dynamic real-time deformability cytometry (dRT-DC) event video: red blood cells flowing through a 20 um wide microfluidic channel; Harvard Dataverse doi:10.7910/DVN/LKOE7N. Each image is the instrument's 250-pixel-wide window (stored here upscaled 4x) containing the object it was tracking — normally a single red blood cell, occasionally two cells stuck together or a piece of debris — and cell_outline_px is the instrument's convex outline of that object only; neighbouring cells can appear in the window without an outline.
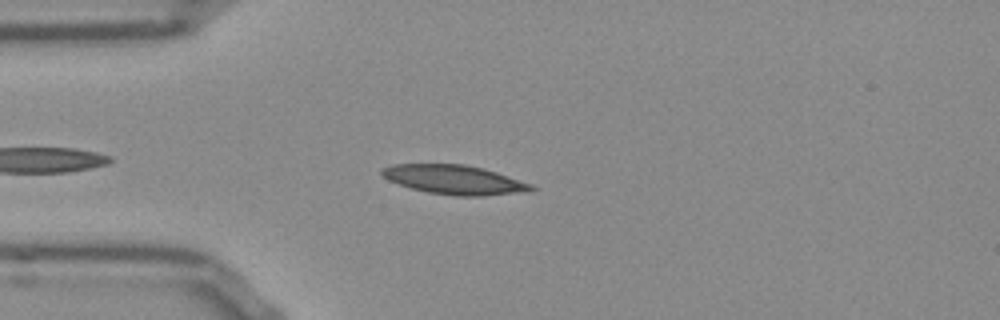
{"species": "Egyptian fruit bat (a non-hibernating species)", "species_latin": "Rousettus aegyptiacus", "temperature_condition": "room temperature", "stored_images_in_passage": 44, "camera_frame_rate_fps": 3000, "um_per_image_px": 0.085, "frame": {"image": 1, "passage_image": 5, "time_ms": 1.333, "image_size_px": [1000, 320], "cell_outline_px": [[536, 188], [528, 192], [480, 196], [456, 196], [428, 192], [412, 188], [388, 180], [380, 172], [380, 168], [392, 164], [464, 164], [496, 172], [532, 184]], "centroid_in_image_um": [38.62, 15.28], "position_along_channel_um": 46.4, "area_um2": 25.32}}
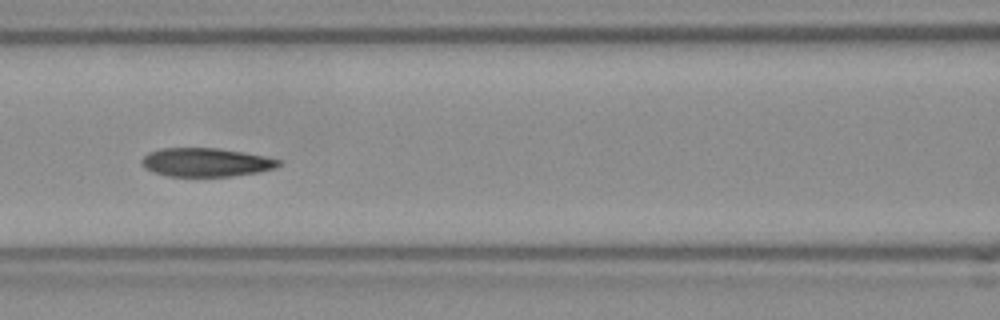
{"frame": {"image": 2, "passage_image": 14, "time_ms": 4.333, "image_size_px": [1000, 320], "cell_outline_px": [[280, 164], [272, 168], [256, 172], [232, 176], [168, 176], [152, 172], [144, 168], [140, 160], [148, 152], [160, 148], [216, 148], [244, 152], [264, 156], [280, 160]], "centroid_in_image_um": [17.43, 13.79], "position_along_channel_um": 149.2, "area_um2": 22.72}}
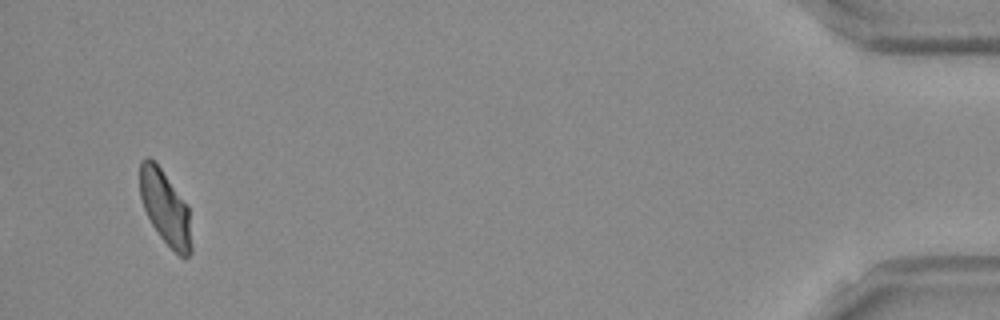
{"frame": {"image": 3, "passage_image": 42, "time_ms": 13.667, "image_size_px": [1000, 320], "cell_outline_px": [[192, 252], [188, 256], [180, 256], [160, 236], [152, 224], [144, 208], [140, 196], [140, 160], [148, 156], [160, 168], [188, 204], [192, 244]], "centroid_in_image_um": [14.06, 17.65], "position_along_channel_um": 421.1, "area_um2": 22.02}, "authors_computed_cell_mechanics": {"area_um2": 23.4957, "velocity_mm_per_s": 3.826, "shape_relaxation_time_tau1_ms": 9.9034, "shape_relaxation_time_tau2_ms": 2.6867, "deformation_change_tau1": 0.2081, "deformation_change_tau2": 0.0941}}